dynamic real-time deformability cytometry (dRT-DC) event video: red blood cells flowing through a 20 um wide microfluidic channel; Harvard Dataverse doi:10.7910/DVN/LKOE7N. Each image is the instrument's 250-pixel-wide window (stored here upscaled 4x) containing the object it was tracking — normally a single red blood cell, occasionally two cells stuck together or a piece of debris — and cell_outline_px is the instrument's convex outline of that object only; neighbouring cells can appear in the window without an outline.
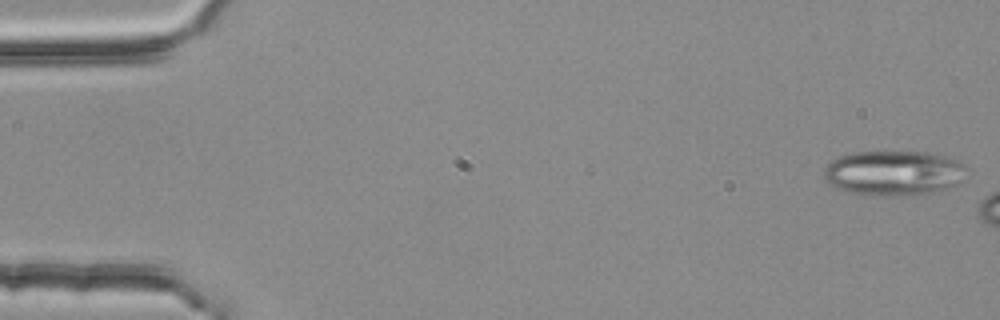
{"species": "common noctule bat (a hibernating species)", "species_latin": "Nyctalus noctula", "temperature_condition": "room temperature", "stored_images_in_passage": 3, "camera_frame_rate_fps": 3000, "um_per_image_px": 0.085, "animal": {"sex": "female", "body_mass_g": 25.1}, "frame": {"image": 1, "passage_image": 1, "time_ms": 0.0, "image_size_px": [1000, 320], "cell_outline_px": [[964, 180], [960, 184], [948, 188], [916, 196], [872, 196], [852, 192], [836, 188], [828, 184], [824, 180], [824, 168], [832, 160], [840, 156], [852, 152], [928, 152], [948, 156], [964, 164]], "centroid_in_image_um": [75.97, 14.72], "position_along_channel_um": 9.0, "area_um2": 37.92}}